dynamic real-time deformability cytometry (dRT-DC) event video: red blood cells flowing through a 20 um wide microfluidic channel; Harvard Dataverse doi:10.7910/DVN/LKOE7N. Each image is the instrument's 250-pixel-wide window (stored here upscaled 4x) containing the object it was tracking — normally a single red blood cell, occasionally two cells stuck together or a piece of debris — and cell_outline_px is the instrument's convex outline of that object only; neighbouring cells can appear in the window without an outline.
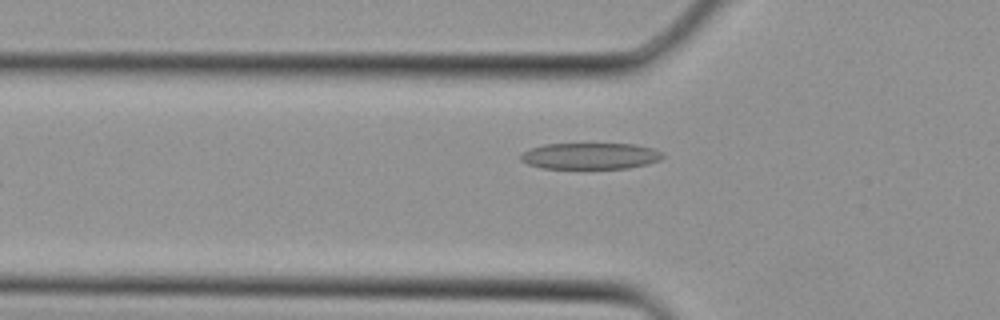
{"species": "Egyptian fruit bat (a non-hibernating species)", "species_latin": "Rousettus aegyptiacus", "temperature_condition": "cold", "stored_images_in_passage": 5, "camera_frame_rate_fps": 3000, "um_per_image_px": 0.085, "animal": {"sex": "female"}, "frame": {"image": 1, "passage_image": 5, "time_ms": 1.333, "image_size_px": [1000, 320], "cell_outline_px": [[664, 156], [660, 160], [648, 164], [628, 168], [540, 168], [528, 164], [520, 160], [520, 156], [524, 152], [532, 148], [544, 144], [636, 144], [652, 148], [664, 152]], "centroid_in_image_um": [50.21, 13.26], "position_along_channel_um": 75.6, "area_um2": 21.79}}